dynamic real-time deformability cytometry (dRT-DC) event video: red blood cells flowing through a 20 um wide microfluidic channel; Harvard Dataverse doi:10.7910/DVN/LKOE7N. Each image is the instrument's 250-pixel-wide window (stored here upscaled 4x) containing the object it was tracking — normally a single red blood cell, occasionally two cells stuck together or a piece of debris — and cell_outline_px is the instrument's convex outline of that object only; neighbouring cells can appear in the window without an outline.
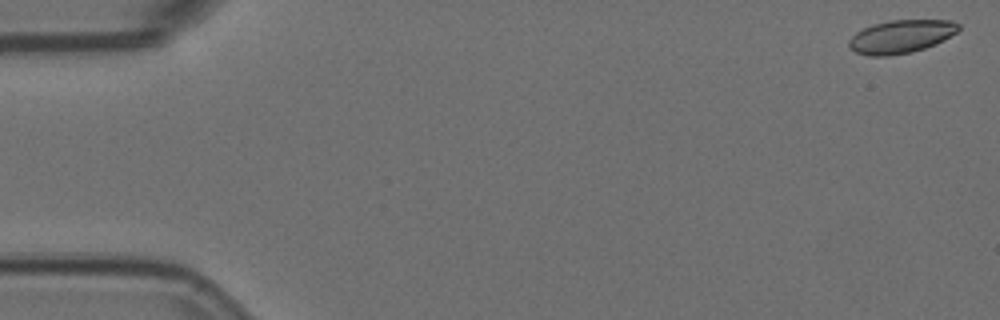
{"species": "Egyptian fruit bat (a non-hibernating species)", "species_latin": "Rousettus aegyptiacus", "temperature_condition": "room temperature", "stored_images_in_passage": 6, "camera_frame_rate_fps": 3000, "um_per_image_px": 0.085, "animal": {"sex": "female"}, "frame": {"image": 1, "passage_image": 1, "time_ms": 0.0, "image_size_px": [1000, 320], "cell_outline_px": [[960, 28], [956, 32], [936, 44], [912, 52], [888, 56], [868, 56], [856, 52], [848, 48], [848, 40], [856, 32], [872, 24], [892, 20], [952, 20], [960, 24]], "centroid_in_image_um": [76.56, 3.11], "position_along_channel_um": 8.4, "area_um2": 21.27}}
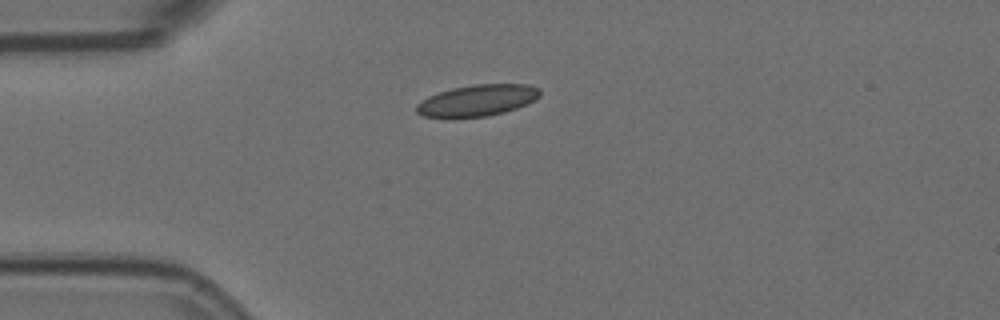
{"frame": {"image": 2, "passage_image": 5, "time_ms": 1.333, "image_size_px": [1000, 320], "cell_outline_px": [[540, 96], [536, 100], [516, 108], [504, 112], [488, 116], [452, 120], [424, 116], [416, 112], [416, 104], [428, 96], [452, 88], [472, 84], [528, 84], [540, 88]], "centroid_in_image_um": [40.54, 8.56], "position_along_channel_um": 44.5, "area_um2": 23.24}}